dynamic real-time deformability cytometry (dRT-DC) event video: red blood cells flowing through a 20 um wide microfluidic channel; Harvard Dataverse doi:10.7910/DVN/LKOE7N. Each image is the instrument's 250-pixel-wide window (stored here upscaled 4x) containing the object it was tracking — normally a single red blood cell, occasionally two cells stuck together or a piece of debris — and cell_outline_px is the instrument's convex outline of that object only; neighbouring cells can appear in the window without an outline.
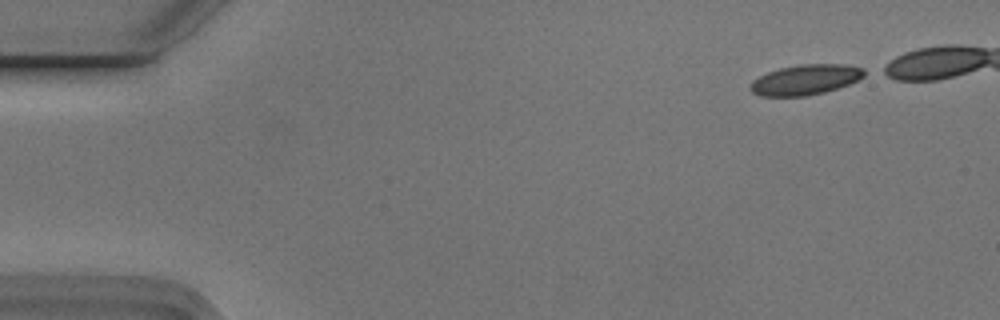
{"species": "Egyptian fruit bat (a non-hibernating species)", "species_latin": "Rousettus aegyptiacus", "temperature_condition": "cold", "stored_images_in_passage": 5, "camera_frame_rate_fps": 3000, "um_per_image_px": 0.085, "animal": {"sex": "male"}, "frame": {"image": 1, "passage_image": 1, "time_ms": 0.0, "image_size_px": [1000, 320], "cell_outline_px": [[872, 72], [848, 84], [824, 92], [808, 96], [760, 96], [752, 92], [748, 88], [752, 80], [768, 72], [780, 68], [800, 64], [844, 64], [864, 68]], "centroid_in_image_um": [68.48, 6.77], "position_along_channel_um": 16.5, "area_um2": 20.23}}
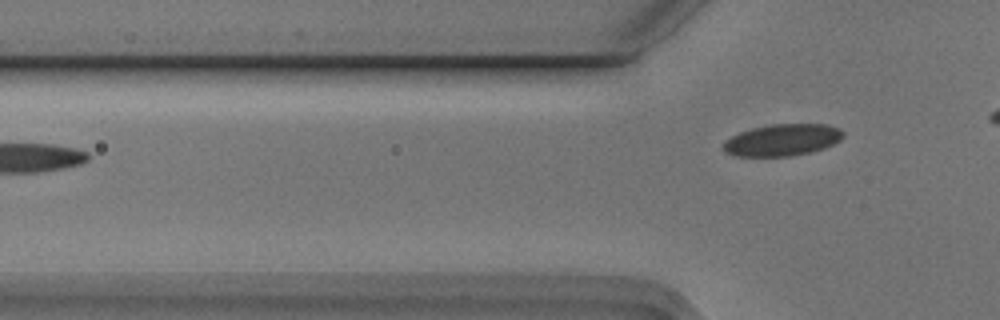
{"frame": {"image": 2, "passage_image": 5, "time_ms": 1.333, "image_size_px": [1000, 320], "cell_outline_px": [[844, 136], [840, 140], [824, 148], [808, 152], [788, 156], [736, 156], [724, 152], [720, 148], [724, 140], [740, 132], [752, 128], [772, 124], [828, 124], [840, 128], [844, 132]], "centroid_in_image_um": [66.47, 11.89], "position_along_channel_um": 59.3, "area_um2": 22.31}}